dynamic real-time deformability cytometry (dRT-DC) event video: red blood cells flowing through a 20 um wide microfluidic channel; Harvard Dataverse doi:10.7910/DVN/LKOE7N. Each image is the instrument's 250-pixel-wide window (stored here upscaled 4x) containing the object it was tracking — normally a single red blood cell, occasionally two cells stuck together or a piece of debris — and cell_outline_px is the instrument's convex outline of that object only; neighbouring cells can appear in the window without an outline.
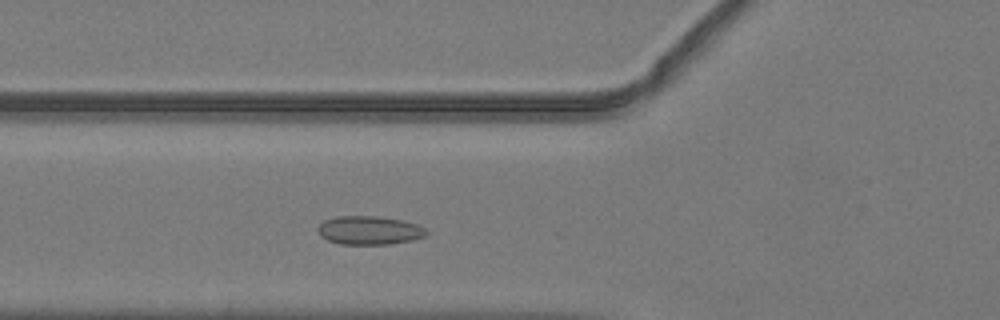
{"species": "common noctule bat (a hibernating species)", "species_latin": "Nyctalus noctula", "temperature_condition": "warm", "stored_images_in_passage": 40, "camera_frame_rate_fps": 3000, "um_per_image_px": 0.085, "animal": {"sex": "male", "body_mass_g": 19.2, "forearm_length_mm": 51.8}, "frame": {"image": 1, "passage_image": 8, "time_ms": 2.333, "image_size_px": [1000, 320], "cell_outline_px": [[428, 232], [424, 236], [412, 240], [388, 244], [340, 244], [328, 240], [320, 236], [316, 228], [324, 220], [336, 216], [376, 216], [400, 220], [416, 224], [424, 228]], "centroid_in_image_um": [31.34, 19.57], "position_along_channel_um": 94.5, "area_um2": 17.98}}
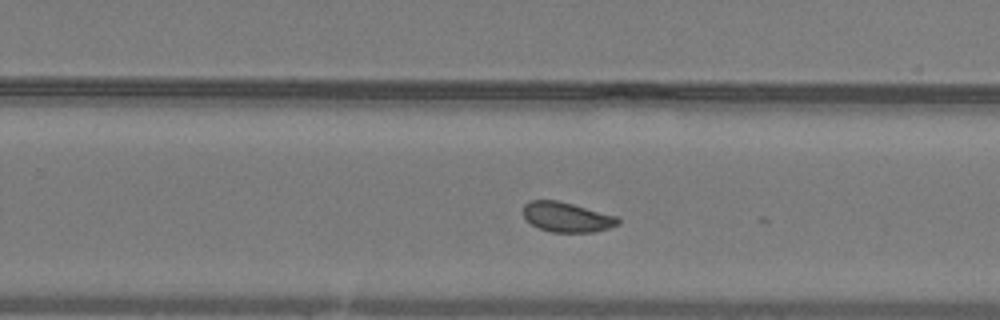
{"frame": {"image": 2, "passage_image": 22, "time_ms": 7.0, "image_size_px": [1000, 320], "cell_outline_px": [[620, 224], [596, 232], [552, 232], [540, 228], [524, 220], [524, 204], [528, 200], [556, 200], [572, 204], [616, 216], [620, 220]], "centroid_in_image_um": [48.16, 18.45], "position_along_channel_um": 281.6, "area_um2": 16.42}}
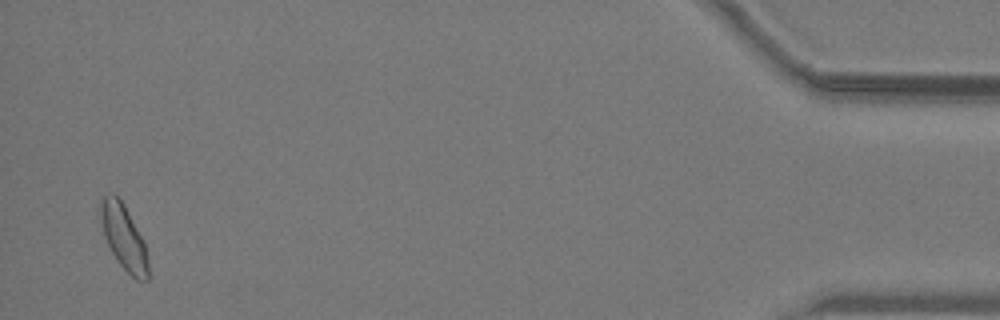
{"frame": {"image": 3, "passage_image": 39, "time_ms": 12.667, "image_size_px": [1000, 320], "cell_outline_px": [[148, 280], [136, 280], [120, 264], [112, 252], [104, 236], [100, 220], [100, 200], [104, 196], [112, 192], [124, 204], [144, 244], [148, 260]], "centroid_in_image_um": [10.49, 20.15], "position_along_channel_um": 424.7, "area_um2": 17.57}, "authors_computed_cell_mechanics": {"area_um2": 17.1666, "velocity_mm_per_s": 4.0125, "shape_relaxation_time_tau1_ms": 4.9018, "shape_relaxation_time_tau2_ms": 1.0837, "deformation_change_tau1": 0.0808, "deformation_change_tau2": 0.0494}}